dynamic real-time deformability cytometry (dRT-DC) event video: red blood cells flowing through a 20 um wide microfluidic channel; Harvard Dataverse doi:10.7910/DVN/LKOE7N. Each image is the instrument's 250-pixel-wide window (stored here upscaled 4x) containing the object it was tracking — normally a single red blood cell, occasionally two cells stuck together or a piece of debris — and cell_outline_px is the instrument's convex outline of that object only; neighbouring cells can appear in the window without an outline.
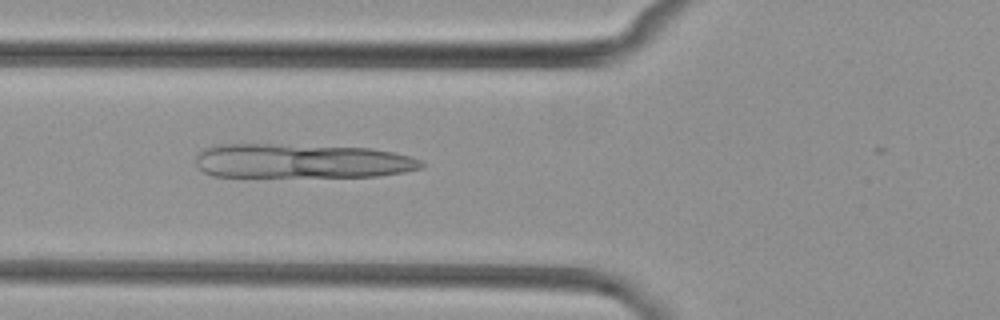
{"species": "common noctule bat (a hibernating species)", "species_latin": "Nyctalus noctula", "temperature_condition": "cold", "stored_images_in_passage": 5, "camera_frame_rate_fps": 3000, "um_per_image_px": 0.085, "animal": {"sex": "female", "body_mass_g": 29.2, "forearm_length_mm": 56.3}, "frame": {"image": 1, "passage_image": 5, "time_ms": 5.667, "image_size_px": [1000, 320], "cell_outline_px": [[424, 168], [404, 172], [380, 176], [212, 176], [196, 168], [196, 152], [212, 144], [280, 144], [372, 148], [412, 156], [420, 160], [424, 164]], "centroid_in_image_um": [25.6, 13.68], "position_along_channel_um": 100.2, "area_um2": 45.6}}